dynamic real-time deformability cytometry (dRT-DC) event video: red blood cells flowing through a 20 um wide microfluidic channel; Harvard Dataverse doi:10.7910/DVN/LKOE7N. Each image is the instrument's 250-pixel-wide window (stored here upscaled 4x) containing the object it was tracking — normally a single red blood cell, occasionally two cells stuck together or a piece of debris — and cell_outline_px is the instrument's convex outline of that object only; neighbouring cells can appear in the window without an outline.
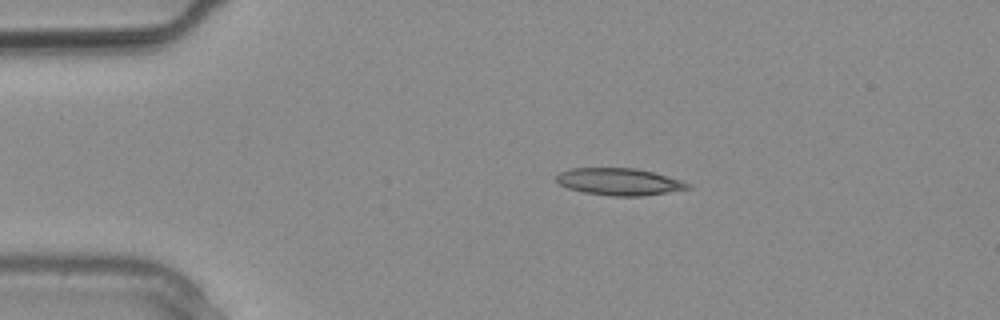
{"species": "common noctule bat (a hibernating species)", "species_latin": "Nyctalus noctula", "temperature_condition": "warm", "stored_images_in_passage": 15, "camera_frame_rate_fps": 3000, "um_per_image_px": 0.085, "animal": {"sex": "male", "body_mass_g": 20.4}, "frame": {"image": 1, "passage_image": 5, "time_ms": 1.333, "image_size_px": [1000, 320], "cell_outline_px": [[692, 188], [644, 196], [612, 196], [584, 192], [568, 188], [560, 184], [556, 180], [556, 176], [560, 172], [572, 168], [636, 168], [652, 172], [680, 180], [692, 184]], "centroid_in_image_um": [52.65, 15.45], "position_along_channel_um": 32.4, "area_um2": 20.63}}